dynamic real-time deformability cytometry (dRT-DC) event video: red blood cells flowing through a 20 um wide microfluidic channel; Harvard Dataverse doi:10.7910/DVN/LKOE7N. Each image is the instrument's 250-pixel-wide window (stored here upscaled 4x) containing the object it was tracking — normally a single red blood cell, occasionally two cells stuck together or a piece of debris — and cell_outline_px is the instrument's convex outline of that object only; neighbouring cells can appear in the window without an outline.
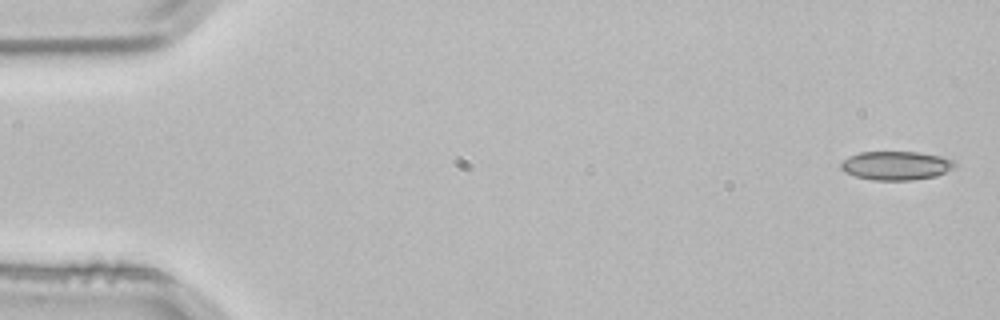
{"species": "common noctule bat (a hibernating species)", "species_latin": "Nyctalus noctula", "temperature_condition": "room temperature", "stored_images_in_passage": 3, "camera_frame_rate_fps": 3000, "um_per_image_px": 0.085, "animal": {"sex": "male", "body_mass_g": 21.5, "forearm_length_mm": 52.0}, "frame": {"image": 1, "passage_image": 1, "time_ms": 0.0, "image_size_px": [1000, 320], "cell_outline_px": [[956, 164], [952, 168], [936, 176], [912, 180], [872, 180], [856, 176], [844, 172], [840, 168], [840, 164], [848, 156], [860, 152], [916, 152], [940, 156], [952, 160]], "centroid_in_image_um": [76.12, 14.07], "position_along_channel_um": 8.9, "area_um2": 18.96}}